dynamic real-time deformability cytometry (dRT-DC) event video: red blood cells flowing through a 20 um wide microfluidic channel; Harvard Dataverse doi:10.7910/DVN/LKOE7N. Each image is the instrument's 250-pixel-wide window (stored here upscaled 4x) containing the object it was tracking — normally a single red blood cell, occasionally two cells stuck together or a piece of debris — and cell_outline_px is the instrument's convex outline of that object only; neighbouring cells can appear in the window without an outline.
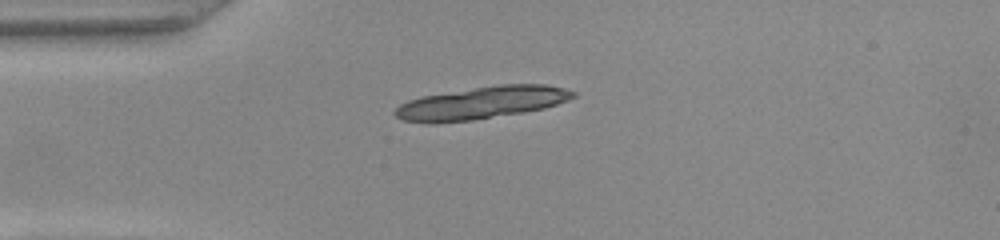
{"species": "common noctule bat (a hibernating species)", "species_latin": "Nyctalus noctula", "temperature_condition": "warm", "stored_images_in_passage": 16, "camera_frame_rate_fps": 3000, "um_per_image_px": 0.085, "animal": {"sex": "female", "body_mass_g": 22.0, "forearm_length_mm": 56.7}, "frame": {"image": 1, "passage_image": 1, "time_ms": 0.0, "image_size_px": [1000, 240], "cell_outline_px": [[576, 96], [568, 100], [544, 108], [472, 120], [432, 124], [428, 124], [404, 120], [396, 116], [392, 112], [400, 104], [408, 100], [420, 96], [500, 84], [544, 84], [564, 88], [576, 92]], "centroid_in_image_um": [40.89, 8.74], "position_along_channel_um": 44.1, "area_um2": 33.52}}